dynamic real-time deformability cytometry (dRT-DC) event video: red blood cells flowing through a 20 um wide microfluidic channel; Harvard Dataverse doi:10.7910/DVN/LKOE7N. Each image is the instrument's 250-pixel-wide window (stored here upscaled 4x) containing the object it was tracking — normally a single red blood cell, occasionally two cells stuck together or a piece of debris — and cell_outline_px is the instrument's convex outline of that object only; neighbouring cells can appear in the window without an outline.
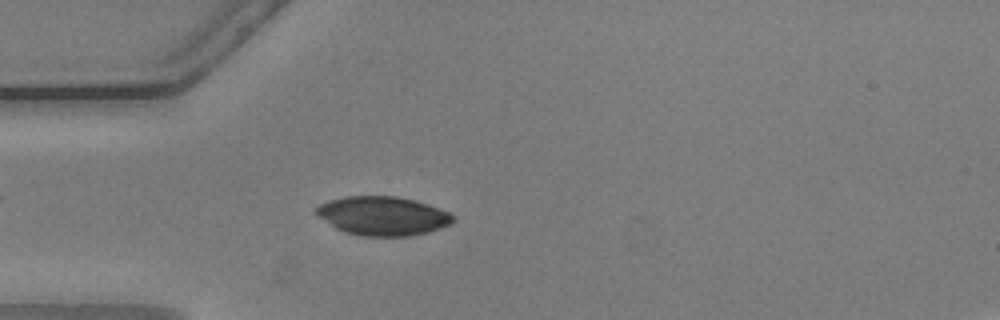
{"species": "common noctule bat (a hibernating species)", "species_latin": "Nyctalus noctula", "temperature_condition": "warm", "stored_images_in_passage": 55, "camera_frame_rate_fps": 3000, "um_per_image_px": 0.085, "animal": {"sex": "male", "body_mass_g": 20.5, "forearm_length_mm": 52.5}, "frame": {"image": 1, "passage_image": 15, "time_ms": 4.667, "image_size_px": [1000, 320], "cell_outline_px": [[456, 220], [452, 224], [428, 232], [408, 236], [360, 236], [344, 232], [336, 228], [316, 216], [316, 208], [320, 204], [328, 200], [344, 196], [396, 196], [428, 204], [448, 212]], "centroid_in_image_um": [32.51, 18.35], "position_along_channel_um": 52.5, "area_um2": 31.1}}
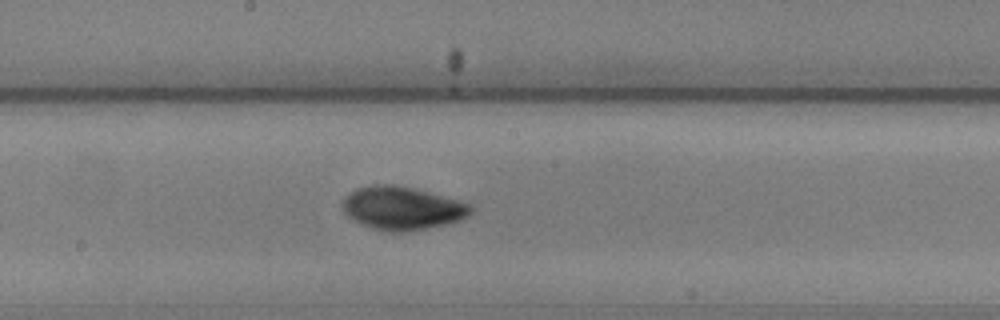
{"frame": {"image": 2, "passage_image": 29, "time_ms": 9.333, "image_size_px": [1000, 320], "cell_outline_px": [[472, 212], [468, 216], [460, 220], [428, 228], [404, 232], [384, 232], [372, 228], [348, 216], [344, 212], [344, 200], [356, 188], [372, 184], [392, 184], [416, 188], [472, 204]], "centroid_in_image_um": [34.23, 17.69], "position_along_channel_um": 214.0, "area_um2": 32.14}}
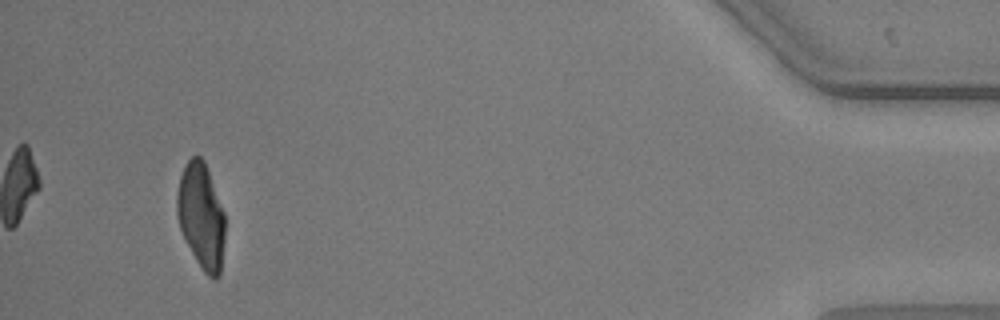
{"frame": {"image": 3, "passage_image": 52, "time_ms": 17.0, "image_size_px": [1000, 320], "cell_outline_px": [[224, 240], [220, 276], [216, 280], [212, 280], [204, 272], [196, 260], [180, 228], [176, 216], [176, 192], [180, 176], [184, 164], [192, 156], [200, 156], [204, 160], [224, 212]], "centroid_in_image_um": [17.09, 18.36], "position_along_channel_um": 418.1, "area_um2": 29.59}}